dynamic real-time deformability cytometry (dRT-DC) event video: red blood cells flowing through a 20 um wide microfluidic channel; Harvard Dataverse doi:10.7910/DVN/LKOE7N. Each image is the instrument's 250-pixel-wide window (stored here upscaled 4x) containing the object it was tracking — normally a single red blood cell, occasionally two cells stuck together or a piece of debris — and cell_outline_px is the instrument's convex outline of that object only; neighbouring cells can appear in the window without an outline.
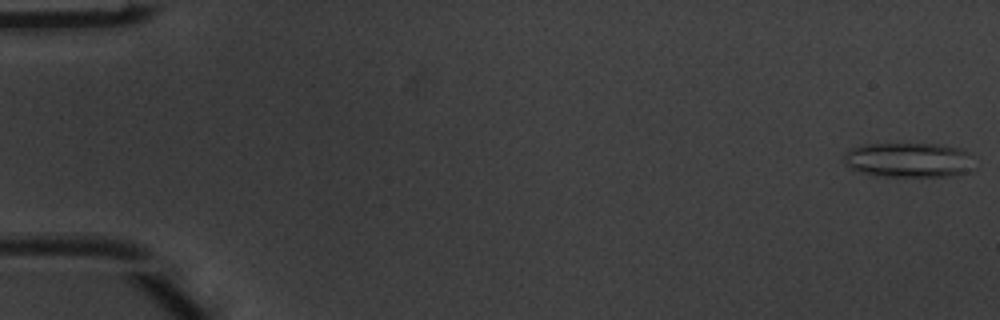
{"species": "common noctule bat (a hibernating species)", "species_latin": "Nyctalus noctula", "temperature_condition": "warm", "stored_images_in_passage": 6, "camera_frame_rate_fps": 3000, "um_per_image_px": 0.085, "animal": {"sex": "male", "body_mass_g": 20.1, "forearm_length_mm": 53.5}, "frame": {"image": 1, "passage_image": 1, "time_ms": 0.0, "image_size_px": [1000, 320], "cell_outline_px": [[972, 172], [956, 176], [880, 176], [860, 172], [852, 168], [844, 160], [844, 156], [848, 148], [864, 144], [936, 144], [960, 148], [968, 152], [972, 168]], "centroid_in_image_um": [77.25, 13.6], "position_along_channel_um": 7.7, "area_um2": 26.41}}